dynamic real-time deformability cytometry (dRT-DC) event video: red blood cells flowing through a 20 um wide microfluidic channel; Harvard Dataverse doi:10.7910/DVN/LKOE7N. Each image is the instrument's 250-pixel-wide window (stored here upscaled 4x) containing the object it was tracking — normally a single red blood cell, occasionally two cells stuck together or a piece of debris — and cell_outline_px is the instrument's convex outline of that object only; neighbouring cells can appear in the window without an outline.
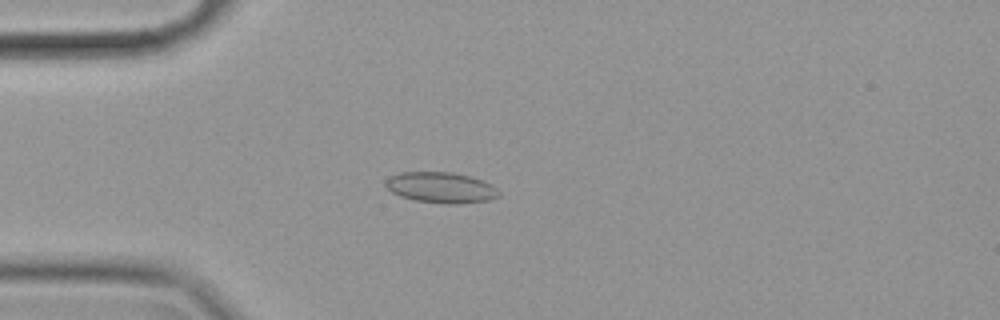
{"species": "common noctule bat (a hibernating species)", "species_latin": "Nyctalus noctula", "temperature_condition": "cold", "stored_images_in_passage": 57, "camera_frame_rate_fps": 3000, "um_per_image_px": 0.085, "animal": {"sex": "female", "body_mass_g": 19.9}, "frame": {"image": 1, "passage_image": 15, "time_ms": 4.667, "image_size_px": [1000, 320], "cell_outline_px": [[500, 196], [488, 200], [456, 204], [444, 204], [416, 200], [400, 196], [392, 192], [384, 184], [384, 180], [400, 172], [452, 172], [484, 180], [492, 184], [500, 192]], "centroid_in_image_um": [37.5, 15.94], "position_along_channel_um": 47.5, "area_um2": 20.35}}
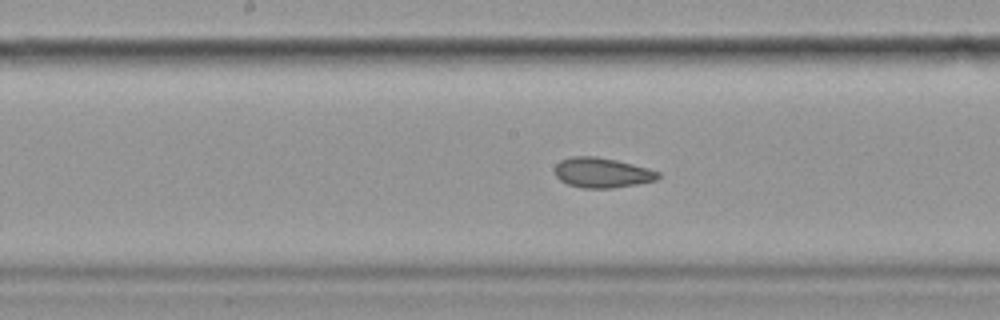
{"frame": {"image": 2, "passage_image": 29, "time_ms": 9.333, "image_size_px": [1000, 320], "cell_outline_px": [[660, 176], [656, 180], [636, 184], [612, 188], [580, 188], [568, 184], [560, 180], [556, 176], [556, 164], [560, 160], [572, 156], [596, 156], [616, 160], [648, 168], [660, 172]], "centroid_in_image_um": [51.17, 14.68], "position_along_channel_um": 197.0, "area_um2": 18.03}}
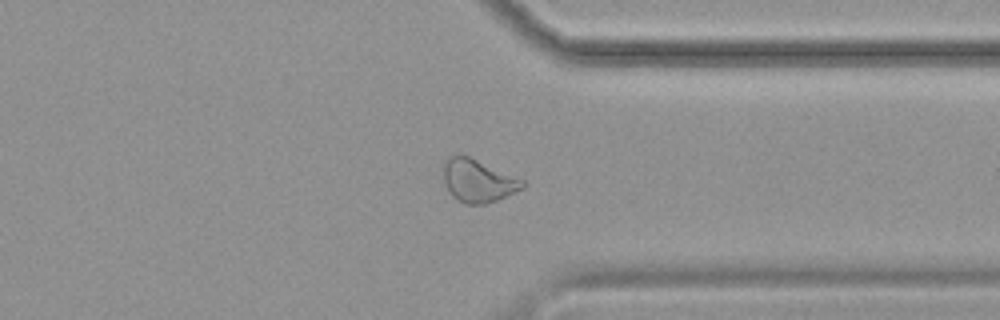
{"frame": {"image": 3, "passage_image": 44, "time_ms": 14.333, "image_size_px": [1000, 320], "cell_outline_px": [[524, 188], [496, 200], [484, 204], [464, 204], [456, 200], [448, 192], [444, 184], [444, 160], [448, 156], [468, 156], [524, 180]], "centroid_in_image_um": [40.6, 15.38], "position_along_channel_um": 370.8, "area_um2": 19.59}, "authors_computed_cell_mechanics": {"area_um2": 20.3456, "velocity_mm_per_s": 3.5041, "shape_relaxation_time_tau1_ms": 8.021, "shape_relaxation_time_tau2_ms": 2.0097, "deformation_change_tau1": 0.1111, "deformation_change_tau2": 0.0693}}